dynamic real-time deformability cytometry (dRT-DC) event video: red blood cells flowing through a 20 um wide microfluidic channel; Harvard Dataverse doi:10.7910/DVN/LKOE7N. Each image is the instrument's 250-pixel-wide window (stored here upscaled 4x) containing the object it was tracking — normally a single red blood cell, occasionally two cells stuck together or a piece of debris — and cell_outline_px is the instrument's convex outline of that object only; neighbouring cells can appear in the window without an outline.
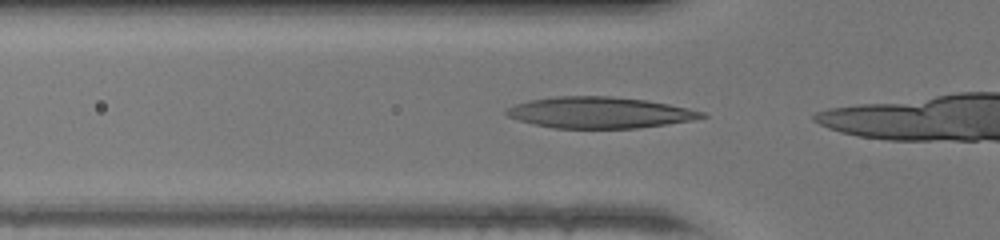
{"species": "human", "species_latin": "Homo sapiens", "temperature_condition": "warm", "stored_images_in_passage": 14, "camera_frame_rate_fps": 3000, "um_per_image_px": 0.085, "donor": {"sex": "female"}, "frame": {"image": 1, "passage_image": 10, "time_ms": 3.0, "image_size_px": [1000, 240], "cell_outline_px": [[708, 116], [692, 120], [636, 128], [552, 128], [532, 124], [508, 116], [504, 112], [504, 108], [528, 100], [556, 96], [612, 96], [644, 100], [668, 104], [688, 108], [704, 112]], "centroid_in_image_um": [50.91, 9.56], "position_along_channel_um": 74.9, "area_um2": 35.43}}
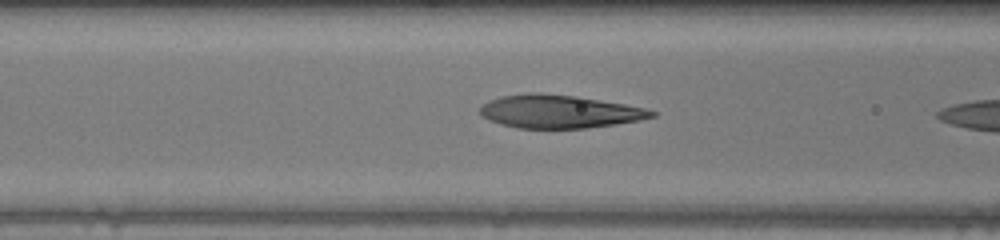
{"frame": {"image": 2, "passage_image": 13, "time_ms": 4.0, "image_size_px": [1000, 240], "cell_outline_px": [[656, 116], [640, 120], [616, 124], [588, 128], [516, 128], [500, 124], [488, 120], [480, 116], [480, 108], [488, 100], [500, 96], [528, 92], [540, 92], [576, 96], [624, 104], [644, 108], [656, 112]], "centroid_in_image_um": [47.49, 9.48], "position_along_channel_um": 119.1, "area_um2": 33.35}}